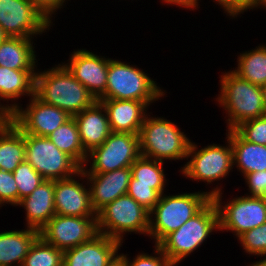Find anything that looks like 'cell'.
I'll list each match as a JSON object with an SVG mask.
<instances>
[{
  "label": "cell",
  "instance_id": "obj_32",
  "mask_svg": "<svg viewBox=\"0 0 266 266\" xmlns=\"http://www.w3.org/2000/svg\"><path fill=\"white\" fill-rule=\"evenodd\" d=\"M237 240L245 253L266 259V222L258 227L244 232Z\"/></svg>",
  "mask_w": 266,
  "mask_h": 266
},
{
  "label": "cell",
  "instance_id": "obj_45",
  "mask_svg": "<svg viewBox=\"0 0 266 266\" xmlns=\"http://www.w3.org/2000/svg\"><path fill=\"white\" fill-rule=\"evenodd\" d=\"M112 266H123V263L121 262L119 258Z\"/></svg>",
  "mask_w": 266,
  "mask_h": 266
},
{
  "label": "cell",
  "instance_id": "obj_4",
  "mask_svg": "<svg viewBox=\"0 0 266 266\" xmlns=\"http://www.w3.org/2000/svg\"><path fill=\"white\" fill-rule=\"evenodd\" d=\"M215 231H219V215L211 199L196 215L168 234L158 246L172 264L178 266Z\"/></svg>",
  "mask_w": 266,
  "mask_h": 266
},
{
  "label": "cell",
  "instance_id": "obj_14",
  "mask_svg": "<svg viewBox=\"0 0 266 266\" xmlns=\"http://www.w3.org/2000/svg\"><path fill=\"white\" fill-rule=\"evenodd\" d=\"M17 107L8 118L24 133L48 137L71 116L62 109L46 104L35 95L29 98L26 108Z\"/></svg>",
  "mask_w": 266,
  "mask_h": 266
},
{
  "label": "cell",
  "instance_id": "obj_22",
  "mask_svg": "<svg viewBox=\"0 0 266 266\" xmlns=\"http://www.w3.org/2000/svg\"><path fill=\"white\" fill-rule=\"evenodd\" d=\"M25 210V227L40 231L56 214L54 180H44L29 196L17 205Z\"/></svg>",
  "mask_w": 266,
  "mask_h": 266
},
{
  "label": "cell",
  "instance_id": "obj_18",
  "mask_svg": "<svg viewBox=\"0 0 266 266\" xmlns=\"http://www.w3.org/2000/svg\"><path fill=\"white\" fill-rule=\"evenodd\" d=\"M91 192V203L98 213L108 203L126 195L131 179V167L105 173H84Z\"/></svg>",
  "mask_w": 266,
  "mask_h": 266
},
{
  "label": "cell",
  "instance_id": "obj_35",
  "mask_svg": "<svg viewBox=\"0 0 266 266\" xmlns=\"http://www.w3.org/2000/svg\"><path fill=\"white\" fill-rule=\"evenodd\" d=\"M126 194L149 211L158 203L160 198V194L152 188V185L135 184V179L132 177Z\"/></svg>",
  "mask_w": 266,
  "mask_h": 266
},
{
  "label": "cell",
  "instance_id": "obj_37",
  "mask_svg": "<svg viewBox=\"0 0 266 266\" xmlns=\"http://www.w3.org/2000/svg\"><path fill=\"white\" fill-rule=\"evenodd\" d=\"M243 178L248 187L247 196L266 197V170L245 174Z\"/></svg>",
  "mask_w": 266,
  "mask_h": 266
},
{
  "label": "cell",
  "instance_id": "obj_8",
  "mask_svg": "<svg viewBox=\"0 0 266 266\" xmlns=\"http://www.w3.org/2000/svg\"><path fill=\"white\" fill-rule=\"evenodd\" d=\"M222 186L213 187L208 195L218 209L219 231L232 232L236 238L244 232L266 222V199L261 197L236 196L222 202Z\"/></svg>",
  "mask_w": 266,
  "mask_h": 266
},
{
  "label": "cell",
  "instance_id": "obj_28",
  "mask_svg": "<svg viewBox=\"0 0 266 266\" xmlns=\"http://www.w3.org/2000/svg\"><path fill=\"white\" fill-rule=\"evenodd\" d=\"M48 138L61 151L67 153L83 167L87 158V153L83 149L74 117H71L68 121L59 126Z\"/></svg>",
  "mask_w": 266,
  "mask_h": 266
},
{
  "label": "cell",
  "instance_id": "obj_5",
  "mask_svg": "<svg viewBox=\"0 0 266 266\" xmlns=\"http://www.w3.org/2000/svg\"><path fill=\"white\" fill-rule=\"evenodd\" d=\"M166 93L143 69L110 58L106 90L99 99L137 100L149 107Z\"/></svg>",
  "mask_w": 266,
  "mask_h": 266
},
{
  "label": "cell",
  "instance_id": "obj_12",
  "mask_svg": "<svg viewBox=\"0 0 266 266\" xmlns=\"http://www.w3.org/2000/svg\"><path fill=\"white\" fill-rule=\"evenodd\" d=\"M52 25L31 0H0V26L7 36L34 38Z\"/></svg>",
  "mask_w": 266,
  "mask_h": 266
},
{
  "label": "cell",
  "instance_id": "obj_38",
  "mask_svg": "<svg viewBox=\"0 0 266 266\" xmlns=\"http://www.w3.org/2000/svg\"><path fill=\"white\" fill-rule=\"evenodd\" d=\"M213 2L221 6L226 16L235 19L241 13L248 11L250 0H213Z\"/></svg>",
  "mask_w": 266,
  "mask_h": 266
},
{
  "label": "cell",
  "instance_id": "obj_25",
  "mask_svg": "<svg viewBox=\"0 0 266 266\" xmlns=\"http://www.w3.org/2000/svg\"><path fill=\"white\" fill-rule=\"evenodd\" d=\"M24 161V133L8 117H3L0 120V170L13 173Z\"/></svg>",
  "mask_w": 266,
  "mask_h": 266
},
{
  "label": "cell",
  "instance_id": "obj_6",
  "mask_svg": "<svg viewBox=\"0 0 266 266\" xmlns=\"http://www.w3.org/2000/svg\"><path fill=\"white\" fill-rule=\"evenodd\" d=\"M190 143L177 124L149 113L139 132L141 155L162 162L187 159Z\"/></svg>",
  "mask_w": 266,
  "mask_h": 266
},
{
  "label": "cell",
  "instance_id": "obj_19",
  "mask_svg": "<svg viewBox=\"0 0 266 266\" xmlns=\"http://www.w3.org/2000/svg\"><path fill=\"white\" fill-rule=\"evenodd\" d=\"M37 70H15L0 66V114L8 117L20 106L22 96L35 95V76ZM11 101V104H8ZM14 102V103H13Z\"/></svg>",
  "mask_w": 266,
  "mask_h": 266
},
{
  "label": "cell",
  "instance_id": "obj_24",
  "mask_svg": "<svg viewBox=\"0 0 266 266\" xmlns=\"http://www.w3.org/2000/svg\"><path fill=\"white\" fill-rule=\"evenodd\" d=\"M40 231L25 227L0 233V266H22Z\"/></svg>",
  "mask_w": 266,
  "mask_h": 266
},
{
  "label": "cell",
  "instance_id": "obj_27",
  "mask_svg": "<svg viewBox=\"0 0 266 266\" xmlns=\"http://www.w3.org/2000/svg\"><path fill=\"white\" fill-rule=\"evenodd\" d=\"M237 67L232 70L244 80L258 86L266 84V44L240 53Z\"/></svg>",
  "mask_w": 266,
  "mask_h": 266
},
{
  "label": "cell",
  "instance_id": "obj_29",
  "mask_svg": "<svg viewBox=\"0 0 266 266\" xmlns=\"http://www.w3.org/2000/svg\"><path fill=\"white\" fill-rule=\"evenodd\" d=\"M164 162L154 160L140 155L139 158L131 165V176L135 179V184L152 185L160 195L166 192V175Z\"/></svg>",
  "mask_w": 266,
  "mask_h": 266
},
{
  "label": "cell",
  "instance_id": "obj_9",
  "mask_svg": "<svg viewBox=\"0 0 266 266\" xmlns=\"http://www.w3.org/2000/svg\"><path fill=\"white\" fill-rule=\"evenodd\" d=\"M226 141V146L213 143L200 149L195 142L191 141L186 159L188 162L180 168L179 172L192 181L207 182L205 183L207 185L225 179L234 168L233 150L228 136Z\"/></svg>",
  "mask_w": 266,
  "mask_h": 266
},
{
  "label": "cell",
  "instance_id": "obj_23",
  "mask_svg": "<svg viewBox=\"0 0 266 266\" xmlns=\"http://www.w3.org/2000/svg\"><path fill=\"white\" fill-rule=\"evenodd\" d=\"M233 150V166L242 176L266 170V146L245 140L235 129L227 130Z\"/></svg>",
  "mask_w": 266,
  "mask_h": 266
},
{
  "label": "cell",
  "instance_id": "obj_16",
  "mask_svg": "<svg viewBox=\"0 0 266 266\" xmlns=\"http://www.w3.org/2000/svg\"><path fill=\"white\" fill-rule=\"evenodd\" d=\"M62 64L98 100L106 90L110 58L86 49H76Z\"/></svg>",
  "mask_w": 266,
  "mask_h": 266
},
{
  "label": "cell",
  "instance_id": "obj_34",
  "mask_svg": "<svg viewBox=\"0 0 266 266\" xmlns=\"http://www.w3.org/2000/svg\"><path fill=\"white\" fill-rule=\"evenodd\" d=\"M235 130L245 140L266 146V115L244 121Z\"/></svg>",
  "mask_w": 266,
  "mask_h": 266
},
{
  "label": "cell",
  "instance_id": "obj_1",
  "mask_svg": "<svg viewBox=\"0 0 266 266\" xmlns=\"http://www.w3.org/2000/svg\"><path fill=\"white\" fill-rule=\"evenodd\" d=\"M35 96L46 104L62 109L71 117L97 101L61 63L47 70L37 71Z\"/></svg>",
  "mask_w": 266,
  "mask_h": 266
},
{
  "label": "cell",
  "instance_id": "obj_3",
  "mask_svg": "<svg viewBox=\"0 0 266 266\" xmlns=\"http://www.w3.org/2000/svg\"><path fill=\"white\" fill-rule=\"evenodd\" d=\"M211 199L208 191L160 195L158 203L150 210L148 237L158 245L168 234L196 215Z\"/></svg>",
  "mask_w": 266,
  "mask_h": 266
},
{
  "label": "cell",
  "instance_id": "obj_17",
  "mask_svg": "<svg viewBox=\"0 0 266 266\" xmlns=\"http://www.w3.org/2000/svg\"><path fill=\"white\" fill-rule=\"evenodd\" d=\"M122 243L98 233L91 240L63 253V266H112Z\"/></svg>",
  "mask_w": 266,
  "mask_h": 266
},
{
  "label": "cell",
  "instance_id": "obj_30",
  "mask_svg": "<svg viewBox=\"0 0 266 266\" xmlns=\"http://www.w3.org/2000/svg\"><path fill=\"white\" fill-rule=\"evenodd\" d=\"M63 253L39 236L24 258L22 266H63Z\"/></svg>",
  "mask_w": 266,
  "mask_h": 266
},
{
  "label": "cell",
  "instance_id": "obj_36",
  "mask_svg": "<svg viewBox=\"0 0 266 266\" xmlns=\"http://www.w3.org/2000/svg\"><path fill=\"white\" fill-rule=\"evenodd\" d=\"M18 205V188L12 172L0 170V208Z\"/></svg>",
  "mask_w": 266,
  "mask_h": 266
},
{
  "label": "cell",
  "instance_id": "obj_41",
  "mask_svg": "<svg viewBox=\"0 0 266 266\" xmlns=\"http://www.w3.org/2000/svg\"><path fill=\"white\" fill-rule=\"evenodd\" d=\"M265 8L266 9V0H250L249 3V10H253L255 8V10H257L256 8Z\"/></svg>",
  "mask_w": 266,
  "mask_h": 266
},
{
  "label": "cell",
  "instance_id": "obj_40",
  "mask_svg": "<svg viewBox=\"0 0 266 266\" xmlns=\"http://www.w3.org/2000/svg\"><path fill=\"white\" fill-rule=\"evenodd\" d=\"M162 5L163 3H166L167 5H176L178 7L186 8L191 11H194L196 8L198 9L199 7V2L200 0H161Z\"/></svg>",
  "mask_w": 266,
  "mask_h": 266
},
{
  "label": "cell",
  "instance_id": "obj_33",
  "mask_svg": "<svg viewBox=\"0 0 266 266\" xmlns=\"http://www.w3.org/2000/svg\"><path fill=\"white\" fill-rule=\"evenodd\" d=\"M154 255L151 253H138L131 261L128 254L119 252V258L123 263V266H174L172 262L166 257L158 245L154 244Z\"/></svg>",
  "mask_w": 266,
  "mask_h": 266
},
{
  "label": "cell",
  "instance_id": "obj_43",
  "mask_svg": "<svg viewBox=\"0 0 266 266\" xmlns=\"http://www.w3.org/2000/svg\"><path fill=\"white\" fill-rule=\"evenodd\" d=\"M262 94H263V99H264V104L266 107V84L261 86Z\"/></svg>",
  "mask_w": 266,
  "mask_h": 266
},
{
  "label": "cell",
  "instance_id": "obj_11",
  "mask_svg": "<svg viewBox=\"0 0 266 266\" xmlns=\"http://www.w3.org/2000/svg\"><path fill=\"white\" fill-rule=\"evenodd\" d=\"M24 138L25 161L45 180L69 178L81 170V166L48 137L24 134Z\"/></svg>",
  "mask_w": 266,
  "mask_h": 266
},
{
  "label": "cell",
  "instance_id": "obj_15",
  "mask_svg": "<svg viewBox=\"0 0 266 266\" xmlns=\"http://www.w3.org/2000/svg\"><path fill=\"white\" fill-rule=\"evenodd\" d=\"M84 179L86 176L80 170L69 178L54 180V206L57 215L97 216L92 207L89 184ZM84 182L87 186L83 184Z\"/></svg>",
  "mask_w": 266,
  "mask_h": 266
},
{
  "label": "cell",
  "instance_id": "obj_21",
  "mask_svg": "<svg viewBox=\"0 0 266 266\" xmlns=\"http://www.w3.org/2000/svg\"><path fill=\"white\" fill-rule=\"evenodd\" d=\"M84 151L101 146L112 133L105 107L96 101L91 107L73 116Z\"/></svg>",
  "mask_w": 266,
  "mask_h": 266
},
{
  "label": "cell",
  "instance_id": "obj_39",
  "mask_svg": "<svg viewBox=\"0 0 266 266\" xmlns=\"http://www.w3.org/2000/svg\"><path fill=\"white\" fill-rule=\"evenodd\" d=\"M34 6L45 15V17L52 22L51 18H54L55 13L59 9H63V6H65L67 0H31ZM65 3V4H64Z\"/></svg>",
  "mask_w": 266,
  "mask_h": 266
},
{
  "label": "cell",
  "instance_id": "obj_42",
  "mask_svg": "<svg viewBox=\"0 0 266 266\" xmlns=\"http://www.w3.org/2000/svg\"><path fill=\"white\" fill-rule=\"evenodd\" d=\"M251 266H266V259L262 258L259 261L252 262Z\"/></svg>",
  "mask_w": 266,
  "mask_h": 266
},
{
  "label": "cell",
  "instance_id": "obj_20",
  "mask_svg": "<svg viewBox=\"0 0 266 266\" xmlns=\"http://www.w3.org/2000/svg\"><path fill=\"white\" fill-rule=\"evenodd\" d=\"M106 109L112 132L139 135L148 106L137 100L98 99Z\"/></svg>",
  "mask_w": 266,
  "mask_h": 266
},
{
  "label": "cell",
  "instance_id": "obj_10",
  "mask_svg": "<svg viewBox=\"0 0 266 266\" xmlns=\"http://www.w3.org/2000/svg\"><path fill=\"white\" fill-rule=\"evenodd\" d=\"M140 155L139 135L112 132L101 146L87 154L81 170L84 173H105L131 167Z\"/></svg>",
  "mask_w": 266,
  "mask_h": 266
},
{
  "label": "cell",
  "instance_id": "obj_26",
  "mask_svg": "<svg viewBox=\"0 0 266 266\" xmlns=\"http://www.w3.org/2000/svg\"><path fill=\"white\" fill-rule=\"evenodd\" d=\"M33 39L7 36L0 44V66L15 70H38Z\"/></svg>",
  "mask_w": 266,
  "mask_h": 266
},
{
  "label": "cell",
  "instance_id": "obj_31",
  "mask_svg": "<svg viewBox=\"0 0 266 266\" xmlns=\"http://www.w3.org/2000/svg\"><path fill=\"white\" fill-rule=\"evenodd\" d=\"M13 176L18 188V204L29 196L45 179L26 161L20 163Z\"/></svg>",
  "mask_w": 266,
  "mask_h": 266
},
{
  "label": "cell",
  "instance_id": "obj_2",
  "mask_svg": "<svg viewBox=\"0 0 266 266\" xmlns=\"http://www.w3.org/2000/svg\"><path fill=\"white\" fill-rule=\"evenodd\" d=\"M220 94L215 98L225 110L228 130H233L242 122L266 115L261 86L242 79L232 70L222 72Z\"/></svg>",
  "mask_w": 266,
  "mask_h": 266
},
{
  "label": "cell",
  "instance_id": "obj_7",
  "mask_svg": "<svg viewBox=\"0 0 266 266\" xmlns=\"http://www.w3.org/2000/svg\"><path fill=\"white\" fill-rule=\"evenodd\" d=\"M150 211L131 196L123 195L97 213L98 233L123 243L127 233L148 236Z\"/></svg>",
  "mask_w": 266,
  "mask_h": 266
},
{
  "label": "cell",
  "instance_id": "obj_44",
  "mask_svg": "<svg viewBox=\"0 0 266 266\" xmlns=\"http://www.w3.org/2000/svg\"><path fill=\"white\" fill-rule=\"evenodd\" d=\"M7 37V35L3 32L1 26H0V44L2 41Z\"/></svg>",
  "mask_w": 266,
  "mask_h": 266
},
{
  "label": "cell",
  "instance_id": "obj_13",
  "mask_svg": "<svg viewBox=\"0 0 266 266\" xmlns=\"http://www.w3.org/2000/svg\"><path fill=\"white\" fill-rule=\"evenodd\" d=\"M97 234V216L55 214L40 230V237L63 252L91 240Z\"/></svg>",
  "mask_w": 266,
  "mask_h": 266
}]
</instances>
